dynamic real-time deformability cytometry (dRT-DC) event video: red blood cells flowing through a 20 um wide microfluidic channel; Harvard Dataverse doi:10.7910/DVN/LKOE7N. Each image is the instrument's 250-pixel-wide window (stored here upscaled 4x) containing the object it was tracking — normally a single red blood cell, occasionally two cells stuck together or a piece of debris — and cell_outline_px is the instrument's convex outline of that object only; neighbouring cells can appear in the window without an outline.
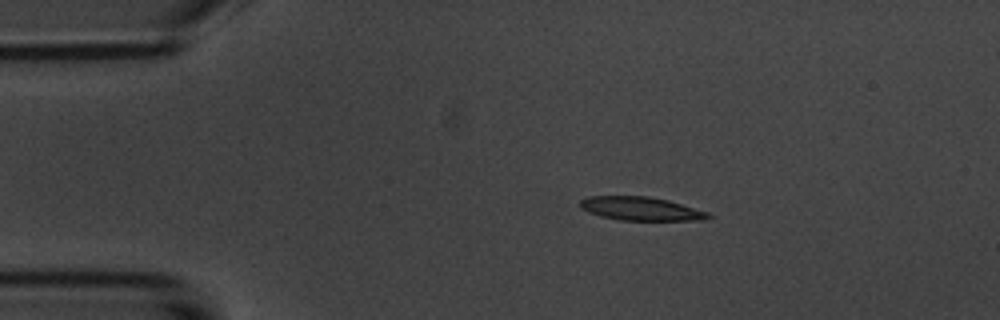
{"species": "common noctule bat (a hibernating species)", "species_latin": "Nyctalus noctula", "temperature_condition": "room temperature", "stored_images_in_passage": 4, "camera_frame_rate_fps": 3000, "um_per_image_px": 0.085, "animal": {"sex": "male", "body_mass_g": 20.1, "forearm_length_mm": 53.5}, "frame": {"image": 1, "passage_image": 2, "time_ms": 1.0, "image_size_px": [1000, 320], "cell_outline_px": [[712, 216], [704, 220], [620, 220], [600, 216], [588, 212], [580, 208], [580, 200], [588, 196], [648, 196], [668, 200], [708, 212]], "centroid_in_image_um": [54.45, 17.74], "position_along_channel_um": 30.6, "area_um2": 17.57}}